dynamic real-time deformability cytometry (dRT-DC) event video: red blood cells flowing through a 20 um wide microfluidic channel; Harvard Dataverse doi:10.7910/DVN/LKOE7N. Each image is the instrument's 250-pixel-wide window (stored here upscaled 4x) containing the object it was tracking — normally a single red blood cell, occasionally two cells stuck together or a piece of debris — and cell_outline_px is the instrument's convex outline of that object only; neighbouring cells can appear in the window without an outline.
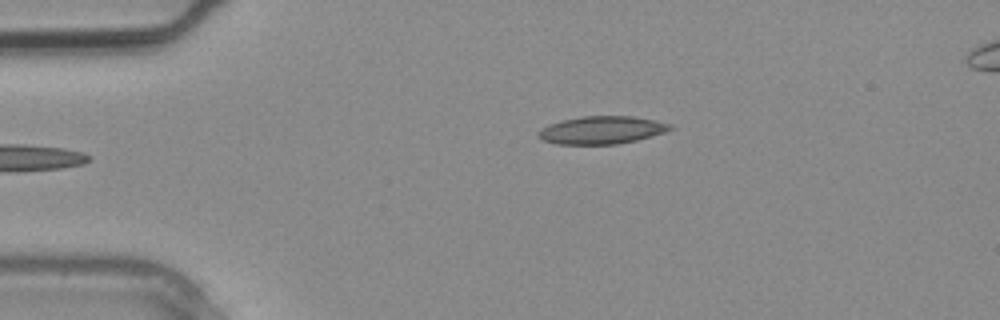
{"species": "common noctule bat (a hibernating species)", "species_latin": "Nyctalus noctula", "temperature_condition": "warm", "stored_images_in_passage": 4, "camera_frame_rate_fps": 3000, "um_per_image_px": 0.085, "animal": {"sex": "male", "body_mass_g": 20.4}, "frame": {"image": 1, "passage_image": 3, "time_ms": 0.667, "image_size_px": [1000, 320], "cell_outline_px": [[676, 128], [664, 132], [636, 140], [616, 144], [556, 144], [544, 140], [536, 136], [536, 132], [540, 128], [548, 124], [580, 116], [632, 116], [656, 120], [672, 124]], "centroid_in_image_um": [51.14, 11.05], "position_along_channel_um": 33.9, "area_um2": 21.44}}